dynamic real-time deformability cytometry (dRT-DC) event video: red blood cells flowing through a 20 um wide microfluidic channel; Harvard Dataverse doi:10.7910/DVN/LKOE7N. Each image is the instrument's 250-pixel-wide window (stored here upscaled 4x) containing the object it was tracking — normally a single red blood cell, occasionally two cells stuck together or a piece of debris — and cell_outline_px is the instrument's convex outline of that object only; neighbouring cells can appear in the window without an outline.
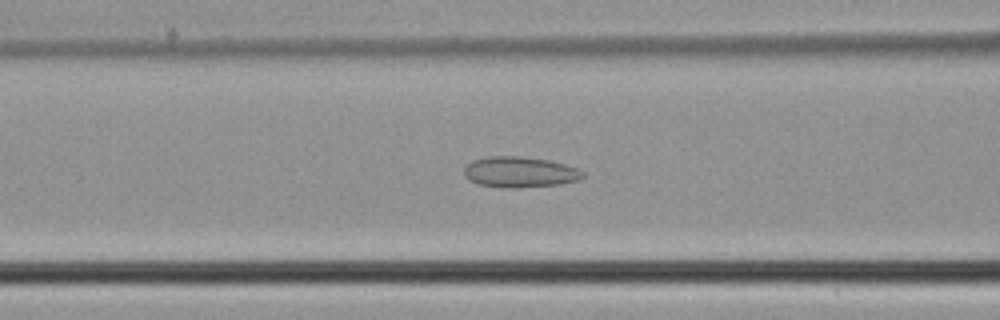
{"species": "common noctule bat (a hibernating species)", "species_latin": "Nyctalus noctula", "temperature_condition": "cold", "stored_images_in_passage": 33, "camera_frame_rate_fps": 3000, "um_per_image_px": 0.085, "animal": {"sex": "male", "body_mass_g": 21.5, "forearm_length_mm": 52.0}, "frame": {"image": 1, "passage_image": 8, "time_ms": 2.333, "image_size_px": [1000, 320], "cell_outline_px": [[584, 176], [580, 180], [560, 184], [516, 188], [508, 188], [480, 184], [468, 180], [464, 176], [464, 168], [468, 164], [476, 160], [492, 156], [520, 156], [548, 160], [564, 164], [576, 168], [584, 172]], "centroid_in_image_um": [44.2, 14.63], "position_along_channel_um": 122.4, "area_um2": 21.1}}
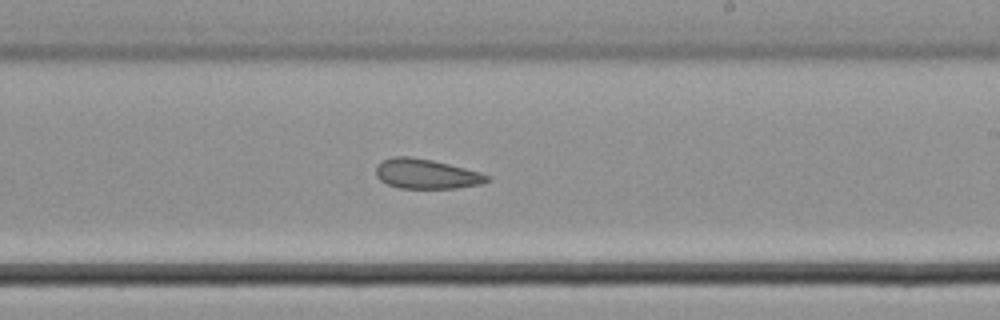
{"frame": {"image": 2, "passage_image": 17, "time_ms": 5.333, "image_size_px": [1000, 320], "cell_outline_px": [[492, 180], [480, 184], [456, 188], [400, 188], [388, 184], [380, 180], [376, 176], [376, 168], [384, 160], [392, 156], [408, 156], [432, 160], [480, 172], [492, 176]], "centroid_in_image_um": [36.27, 14.78], "position_along_channel_um": 252.7, "area_um2": 19.19}}
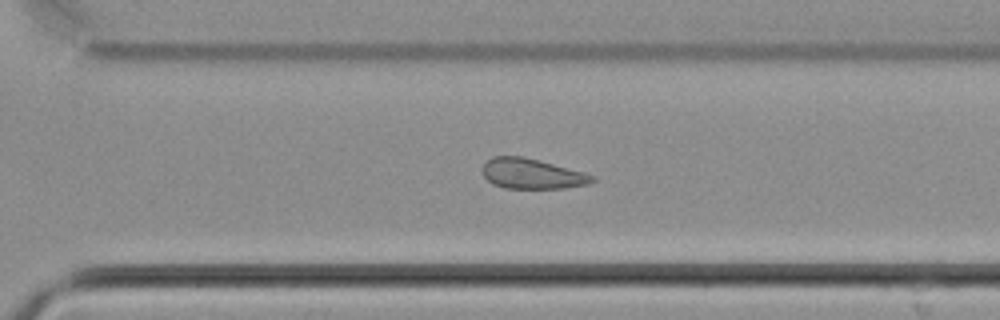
{"frame": {"image": 3, "passage_image": 22, "time_ms": 7.0, "image_size_px": [1000, 320], "cell_outline_px": [[596, 180], [588, 184], [564, 188], [504, 188], [492, 184], [484, 176], [484, 164], [492, 156], [524, 156], [580, 172], [592, 176]], "centroid_in_image_um": [45.17, 14.77], "position_along_channel_um": 325.4, "area_um2": 18.9}}